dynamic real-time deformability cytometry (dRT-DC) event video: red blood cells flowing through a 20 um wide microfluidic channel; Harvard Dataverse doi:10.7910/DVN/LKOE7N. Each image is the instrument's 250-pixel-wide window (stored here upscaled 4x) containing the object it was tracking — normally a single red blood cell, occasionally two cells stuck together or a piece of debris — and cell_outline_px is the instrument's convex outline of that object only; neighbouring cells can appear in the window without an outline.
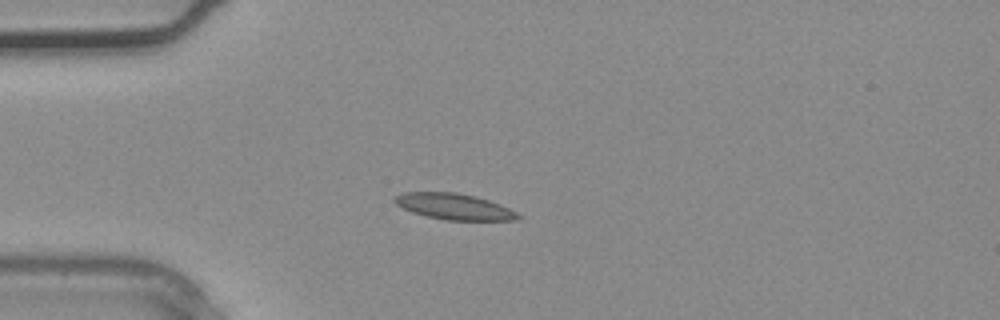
{"species": "common noctule bat (a hibernating species)", "species_latin": "Nyctalus noctula", "temperature_condition": "warm", "stored_images_in_passage": 3, "camera_frame_rate_fps": 3000, "um_per_image_px": 0.085, "animal": {"sex": "male", "body_mass_g": 20.4}, "frame": {"image": 1, "passage_image": 3, "time_ms": 0.667, "image_size_px": [1000, 320], "cell_outline_px": [[524, 216], [516, 220], [444, 220], [412, 212], [396, 204], [392, 200], [396, 196], [404, 192], [456, 192], [476, 196], [488, 200], [508, 208]], "centroid_in_image_um": [38.61, 17.55], "position_along_channel_um": 46.4, "area_um2": 18.61}}